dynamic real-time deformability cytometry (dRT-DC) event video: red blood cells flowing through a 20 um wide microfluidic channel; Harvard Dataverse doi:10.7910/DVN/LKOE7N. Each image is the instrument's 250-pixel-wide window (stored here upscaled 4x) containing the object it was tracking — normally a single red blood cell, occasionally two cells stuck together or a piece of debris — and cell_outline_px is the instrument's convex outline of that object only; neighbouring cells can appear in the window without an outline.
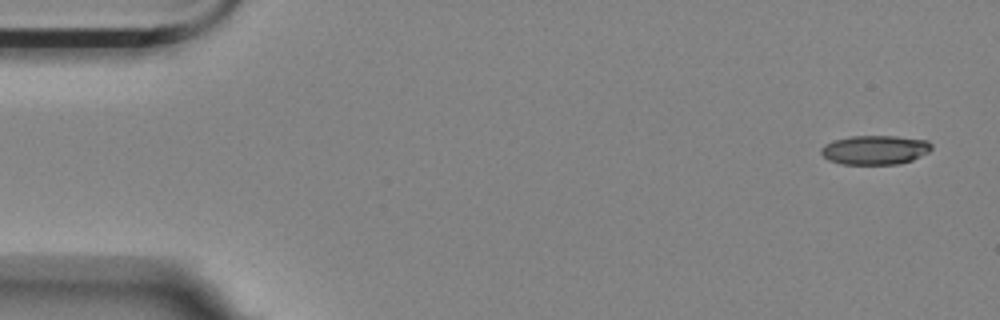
{"species": "Egyptian fruit bat (a non-hibernating species)", "species_latin": "Rousettus aegyptiacus", "temperature_condition": "room temperature", "stored_images_in_passage": 5, "camera_frame_rate_fps": 3000, "um_per_image_px": 0.085, "animal": {"sex": "female"}, "frame": {"image": 1, "passage_image": 1, "time_ms": 0.0, "image_size_px": [1000, 320], "cell_outline_px": [[932, 148], [928, 152], [912, 160], [900, 164], [840, 164], [828, 160], [820, 152], [820, 148], [824, 144], [832, 140], [852, 136], [896, 136], [928, 140], [932, 144]], "centroid_in_image_um": [74.36, 12.74], "position_along_channel_um": 10.6, "area_um2": 18.96}}
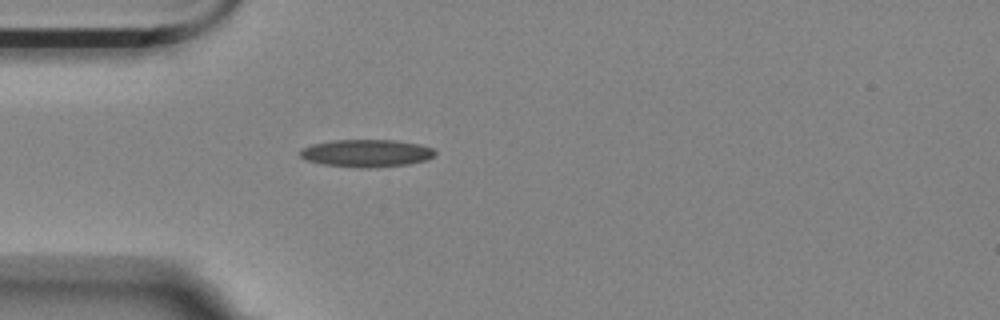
{"frame": {"image": 2, "passage_image": 5, "time_ms": 4.333, "image_size_px": [1000, 320], "cell_outline_px": [[436, 152], [428, 160], [408, 164], [368, 168], [360, 168], [324, 164], [304, 160], [300, 156], [300, 148], [312, 144], [332, 140], [392, 140], [420, 144], [432, 148]], "centroid_in_image_um": [31.12, 13.02], "position_along_channel_um": 53.9, "area_um2": 21.68}}